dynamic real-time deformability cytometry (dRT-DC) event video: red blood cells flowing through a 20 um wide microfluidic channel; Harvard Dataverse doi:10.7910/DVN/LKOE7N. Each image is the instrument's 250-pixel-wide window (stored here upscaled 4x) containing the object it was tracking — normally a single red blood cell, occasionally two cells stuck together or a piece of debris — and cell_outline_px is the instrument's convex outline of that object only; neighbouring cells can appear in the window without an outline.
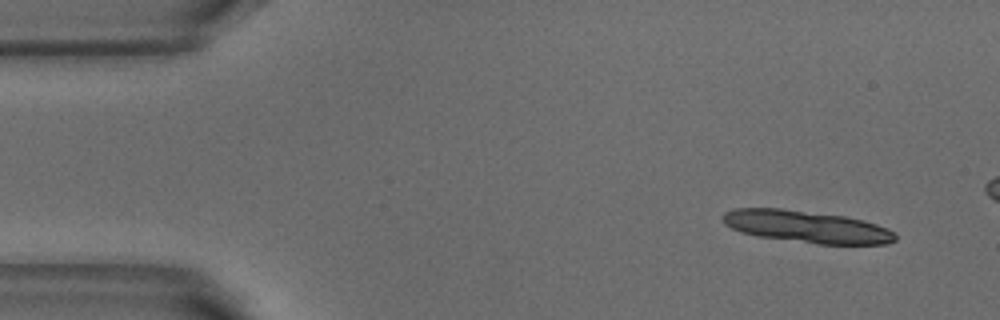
{"species": "common noctule bat (a hibernating species)", "species_latin": "Nyctalus noctula", "temperature_condition": "warm", "stored_images_in_passage": 5, "camera_frame_rate_fps": 3000, "um_per_image_px": 0.085, "animal": {"sex": "male", "body_mass_g": 18.8}, "frame": {"image": 1, "passage_image": 1, "time_ms": 0.0, "image_size_px": [1000, 320], "cell_outline_px": [[896, 240], [888, 244], [820, 244], [756, 236], [740, 232], [724, 224], [720, 216], [724, 212], [732, 208], [780, 208], [844, 216], [864, 220], [888, 228], [896, 232]], "centroid_in_image_um": [68.55, 19.26], "position_along_channel_um": 16.5, "area_um2": 32.48}}